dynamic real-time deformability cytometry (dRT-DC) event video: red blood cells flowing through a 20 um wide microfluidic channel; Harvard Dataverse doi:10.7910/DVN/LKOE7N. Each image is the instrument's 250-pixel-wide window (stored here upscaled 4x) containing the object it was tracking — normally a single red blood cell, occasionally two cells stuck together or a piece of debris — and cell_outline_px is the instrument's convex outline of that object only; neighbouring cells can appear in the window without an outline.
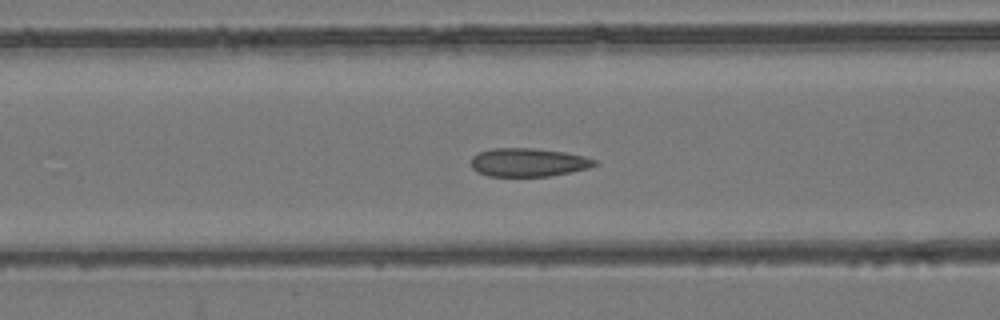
{"species": "common noctule bat (a hibernating species)", "species_latin": "Nyctalus noctula", "temperature_condition": "room temperature", "stored_images_in_passage": 51, "camera_frame_rate_fps": 3000, "um_per_image_px": 0.085, "animal": {"sex": "female", "body_mass_g": 24.6, "forearm_length_mm": 56.2}, "frame": {"image": 1, "passage_image": 22, "time_ms": 7.0, "image_size_px": [1000, 320], "cell_outline_px": [[600, 164], [588, 168], [572, 172], [552, 176], [488, 176], [476, 172], [472, 168], [472, 156], [480, 152], [492, 148], [536, 148], [564, 152], [584, 156], [596, 160]], "centroid_in_image_um": [44.93, 13.8], "position_along_channel_um": 121.7, "area_um2": 20.63}}
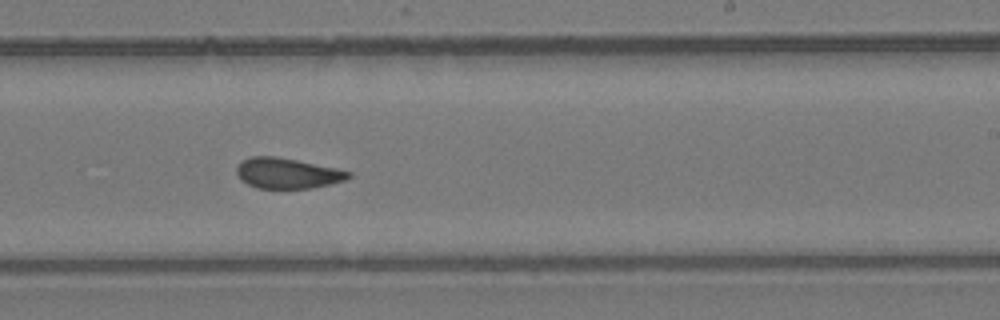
{"frame": {"image": 2, "passage_image": 33, "time_ms": 10.667, "image_size_px": [1000, 320], "cell_outline_px": [[352, 176], [344, 180], [312, 188], [256, 188], [240, 180], [236, 172], [236, 164], [240, 160], [248, 156], [276, 156], [336, 168], [352, 172]], "centroid_in_image_um": [24.36, 14.71], "position_along_channel_um": 264.6, "area_um2": 20.0}}
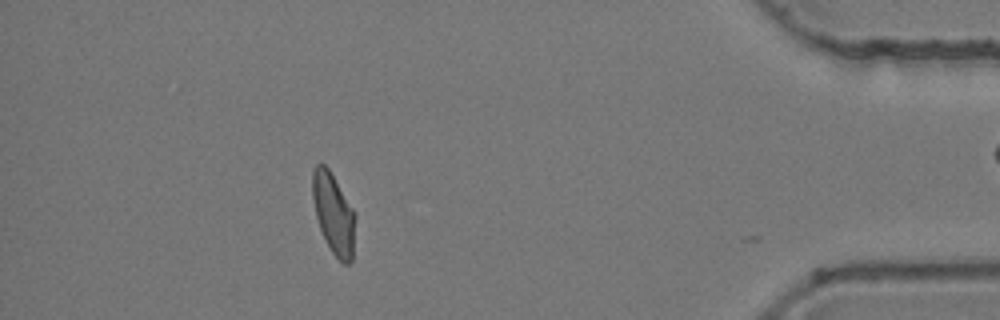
{"frame": {"image": 3, "passage_image": 48, "time_ms": 15.667, "image_size_px": [1000, 320], "cell_outline_px": [[356, 216], [352, 260], [348, 264], [344, 264], [332, 252], [320, 228], [316, 216], [312, 196], [312, 172], [316, 164], [324, 164], [328, 168], [356, 212]], "centroid_in_image_um": [28.37, 18.14], "position_along_channel_um": 406.8, "area_um2": 20.06}, "authors_computed_cell_mechanics": {"area_um2": 20.7502, "velocity_mm_per_s": 3.8983, "shape_relaxation_time_tau1_ms": null, "shape_relaxation_time_tau2_ms": 1.7905, "deformation_change_tau1": null, "deformation_change_tau2": 0.061}}